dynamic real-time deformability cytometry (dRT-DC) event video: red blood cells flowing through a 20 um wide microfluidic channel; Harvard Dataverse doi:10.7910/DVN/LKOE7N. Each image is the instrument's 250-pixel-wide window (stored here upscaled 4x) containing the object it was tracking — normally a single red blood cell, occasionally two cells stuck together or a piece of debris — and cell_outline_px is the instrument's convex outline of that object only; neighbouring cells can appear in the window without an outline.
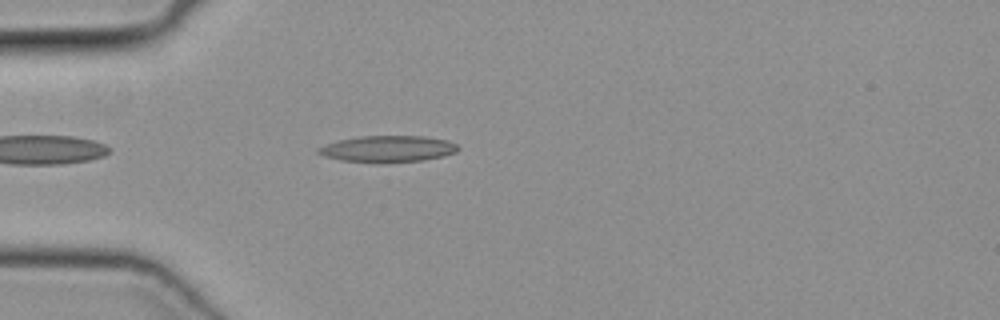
{"species": "common noctule bat (a hibernating species)", "species_latin": "Nyctalus noctula", "temperature_condition": "cold", "stored_images_in_passage": 38, "camera_frame_rate_fps": 3000, "um_per_image_px": 0.085, "animal": {"sex": "female", "body_mass_g": 19.3, "forearm_length_mm": 54.1}, "frame": {"image": 1, "passage_image": 3, "time_ms": 0.667, "image_size_px": [1000, 320], "cell_outline_px": [[460, 148], [456, 152], [444, 156], [424, 160], [376, 164], [340, 160], [324, 156], [316, 152], [316, 148], [340, 140], [360, 136], [424, 136], [448, 140], [456, 144]], "centroid_in_image_um": [32.97, 12.67], "position_along_channel_um": 52.0, "area_um2": 21.85}}
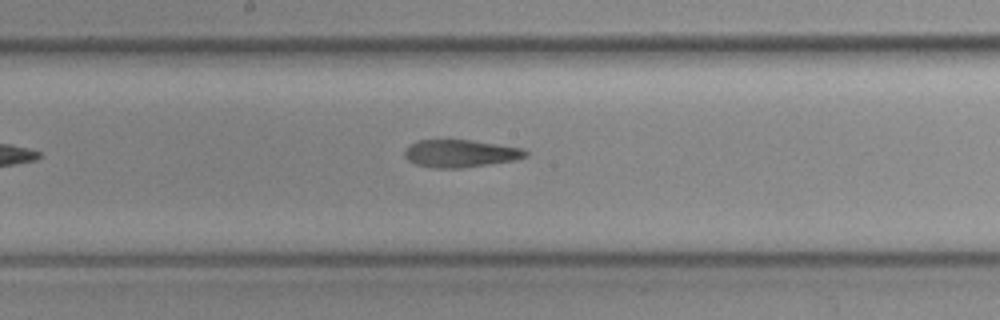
{"frame": {"image": 2, "passage_image": 15, "time_ms": 4.667, "image_size_px": [1000, 320], "cell_outline_px": [[528, 156], [512, 160], [460, 168], [432, 168], [416, 164], [408, 160], [404, 156], [404, 152], [416, 140], [468, 140], [524, 148], [528, 152]], "centroid_in_image_um": [39.12, 13.04], "position_along_channel_um": 209.1, "area_um2": 19.13}}
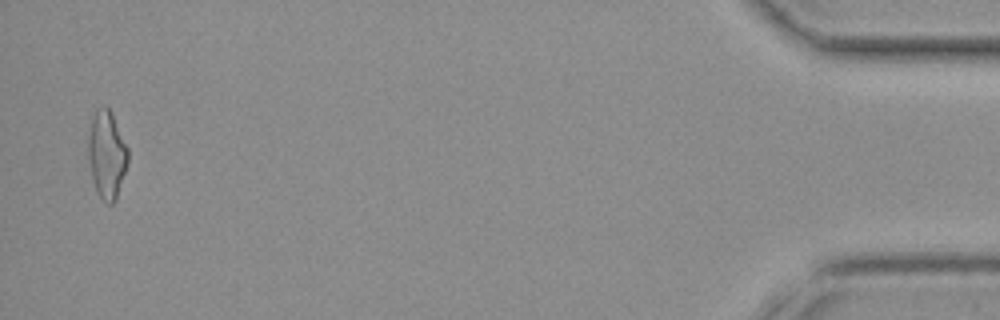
{"frame": {"image": 3, "passage_image": 37, "time_ms": 12.0, "image_size_px": [1000, 320], "cell_outline_px": [[128, 164], [116, 200], [112, 204], [108, 204], [96, 192], [88, 160], [88, 140], [92, 116], [96, 108], [104, 104], [112, 112], [128, 148]], "centroid_in_image_um": [9.08, 13.11], "position_along_channel_um": 426.1, "area_um2": 20.52}}